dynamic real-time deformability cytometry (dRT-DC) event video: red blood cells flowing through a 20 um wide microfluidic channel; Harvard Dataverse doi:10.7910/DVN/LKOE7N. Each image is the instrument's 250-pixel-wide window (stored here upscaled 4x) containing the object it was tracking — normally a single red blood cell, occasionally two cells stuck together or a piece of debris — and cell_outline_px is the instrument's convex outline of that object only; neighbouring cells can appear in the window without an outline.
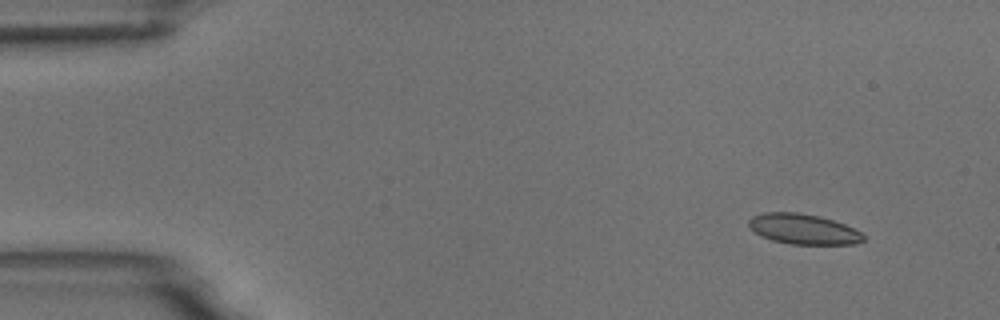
{"species": "common noctule bat (a hibernating species)", "species_latin": "Nyctalus noctula", "temperature_condition": "room temperature", "stored_images_in_passage": 4, "camera_frame_rate_fps": 3000, "um_per_image_px": 0.085, "animal": {"sex": "male", "body_mass_g": 18.8}, "frame": {"image": 1, "passage_image": 1, "time_ms": 0.0, "image_size_px": [1000, 320], "cell_outline_px": [[864, 240], [856, 244], [788, 244], [772, 240], [760, 236], [748, 224], [748, 220], [752, 216], [764, 212], [796, 212], [820, 216], [844, 224], [860, 232], [864, 236]], "centroid_in_image_um": [68.26, 19.47], "position_along_channel_um": 16.7, "area_um2": 20.17}}
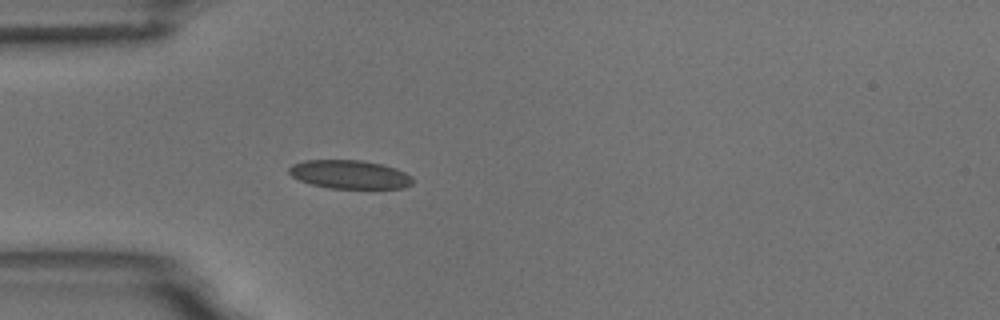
{"frame": {"image": 2, "passage_image": 4, "time_ms": 3.667, "image_size_px": [1000, 320], "cell_outline_px": [[412, 184], [404, 188], [328, 188], [312, 184], [300, 180], [292, 176], [288, 172], [288, 168], [292, 164], [304, 160], [364, 160], [396, 168], [412, 176]], "centroid_in_image_um": [29.71, 14.82], "position_along_channel_um": 55.3, "area_um2": 20.58}}